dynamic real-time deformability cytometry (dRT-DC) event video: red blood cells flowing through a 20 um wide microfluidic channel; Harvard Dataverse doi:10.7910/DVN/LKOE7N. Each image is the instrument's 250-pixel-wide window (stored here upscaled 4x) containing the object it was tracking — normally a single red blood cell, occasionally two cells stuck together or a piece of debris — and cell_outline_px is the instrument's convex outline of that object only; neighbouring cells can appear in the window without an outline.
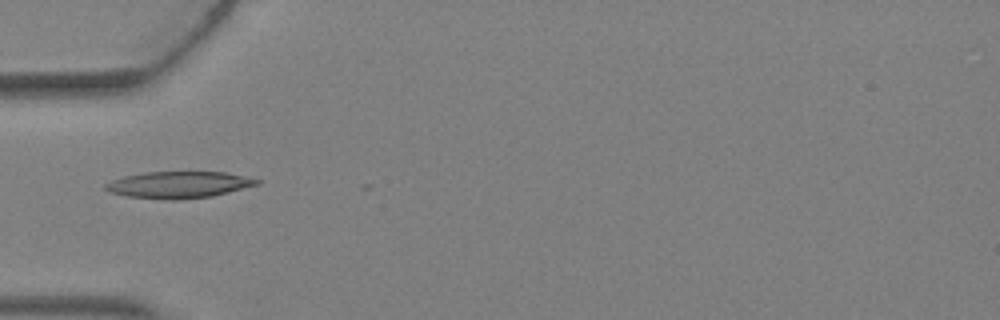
{"species": "Egyptian fruit bat (a non-hibernating species)", "species_latin": "Rousettus aegyptiacus", "temperature_condition": "warm", "stored_images_in_passage": 4, "camera_frame_rate_fps": 3000, "um_per_image_px": 0.085, "animal": {"sex": "female"}, "frame": {"image": 1, "passage_image": 4, "time_ms": 1.0, "image_size_px": [1000, 320], "cell_outline_px": [[260, 184], [212, 196], [172, 200], [124, 196], [108, 192], [104, 188], [104, 184], [112, 180], [124, 176], [144, 172], [224, 172], [244, 176], [260, 180]], "centroid_in_image_um": [15.14, 15.7], "position_along_channel_um": 69.9, "area_um2": 23.47}}